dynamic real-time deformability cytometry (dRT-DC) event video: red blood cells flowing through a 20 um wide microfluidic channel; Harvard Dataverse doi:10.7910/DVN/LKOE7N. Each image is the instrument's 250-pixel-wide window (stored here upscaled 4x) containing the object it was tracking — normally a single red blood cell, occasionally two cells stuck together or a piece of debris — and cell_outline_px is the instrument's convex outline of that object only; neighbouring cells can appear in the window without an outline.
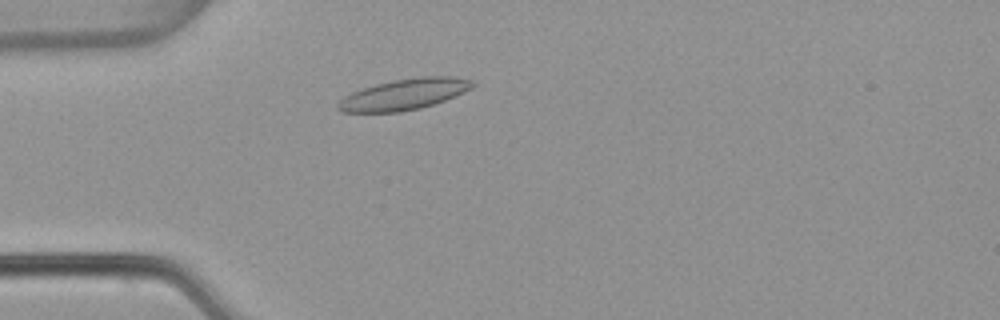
{"species": "common noctule bat (a hibernating species)", "species_latin": "Nyctalus noctula", "temperature_condition": "warm", "stored_images_in_passage": 35, "camera_frame_rate_fps": 3000, "um_per_image_px": 0.085, "animal": {"sex": "female", "body_mass_g": 22.7, "forearm_length_mm": 54.2}, "frame": {"image": 1, "passage_image": 9, "time_ms": 2.667, "image_size_px": [1000, 320], "cell_outline_px": [[476, 84], [472, 88], [464, 92], [444, 100], [420, 108], [400, 112], [340, 112], [336, 108], [336, 104], [344, 96], [352, 92], [376, 84], [392, 80], [420, 76], [456, 76], [472, 80]], "centroid_in_image_um": [34.35, 8.01], "position_along_channel_um": 50.6, "area_um2": 24.33}}
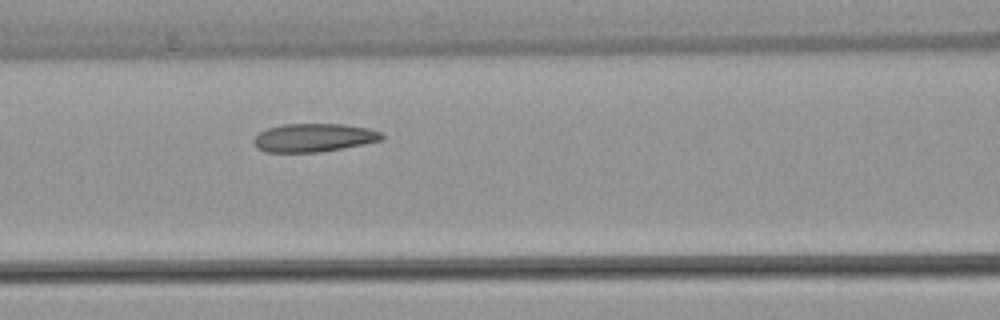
{"frame": {"image": 2, "passage_image": 17, "time_ms": 5.333, "image_size_px": [1000, 320], "cell_outline_px": [[384, 140], [364, 144], [320, 152], [264, 152], [256, 148], [252, 140], [260, 132], [268, 128], [280, 124], [344, 124], [368, 128], [380, 132], [384, 136]], "centroid_in_image_um": [26.66, 11.7], "position_along_channel_um": 139.9, "area_um2": 21.27}}
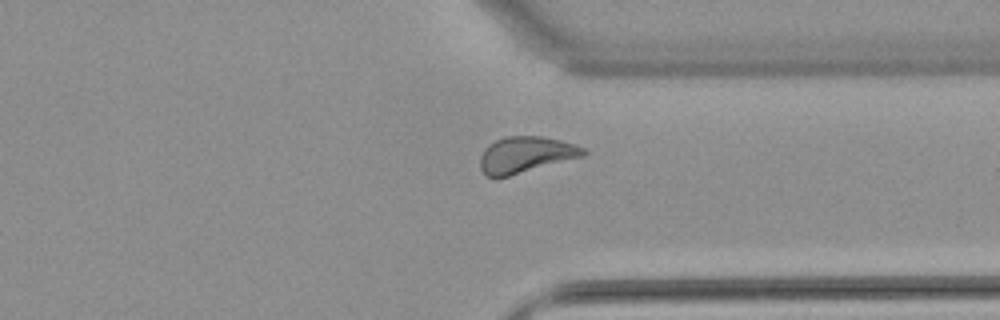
{"frame": {"image": 3, "passage_image": 35, "time_ms": 11.333, "image_size_px": [1000, 320], "cell_outline_px": [[588, 152], [584, 156], [508, 176], [488, 176], [480, 168], [480, 156], [484, 148], [488, 144], [504, 136], [540, 136], [560, 140], [584, 148]], "centroid_in_image_um": [44.67, 13.13], "position_along_channel_um": 366.7, "area_um2": 21.56}, "authors_computed_cell_mechanics": {"area_um2": 21.6172, "velocity_mm_per_s": 3.7874, "shape_relaxation_time_tau1_ms": 6.6145, "shape_relaxation_time_tau2_ms": 2.6248, "deformation_change_tau1": 0.1383, "deformation_change_tau2": 0.0701}}